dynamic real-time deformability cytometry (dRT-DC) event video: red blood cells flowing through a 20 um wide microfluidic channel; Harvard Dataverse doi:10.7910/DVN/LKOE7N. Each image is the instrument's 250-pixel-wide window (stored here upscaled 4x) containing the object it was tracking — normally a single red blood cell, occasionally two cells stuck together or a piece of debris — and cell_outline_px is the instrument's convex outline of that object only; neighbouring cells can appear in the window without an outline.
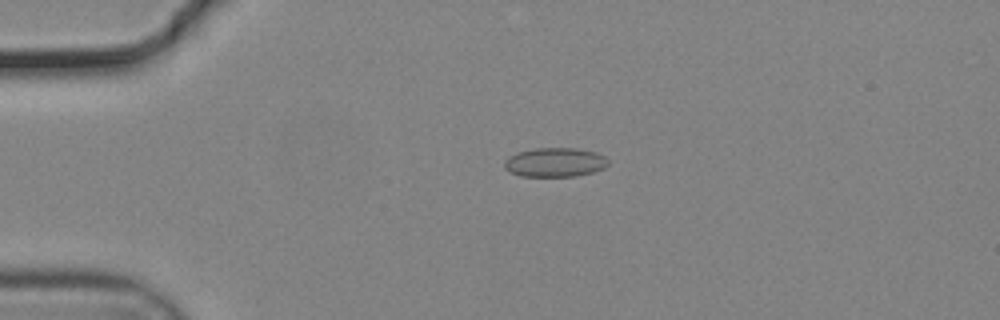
{"species": "common noctule bat (a hibernating species)", "species_latin": "Nyctalus noctula", "temperature_condition": "cold", "stored_images_in_passage": 55, "camera_frame_rate_fps": 3000, "um_per_image_px": 0.085, "animal": {"sex": "male", "body_mass_g": 19.2, "forearm_length_mm": 51.8}, "frame": {"image": 1, "passage_image": 13, "time_ms": 4.0, "image_size_px": [1000, 320], "cell_outline_px": [[608, 164], [604, 168], [592, 172], [576, 176], [520, 176], [508, 172], [504, 168], [504, 160], [508, 156], [516, 152], [536, 148], [576, 148], [596, 152], [604, 156], [608, 160]], "centroid_in_image_um": [47.13, 13.79], "position_along_channel_um": 37.9, "area_um2": 17.8}}
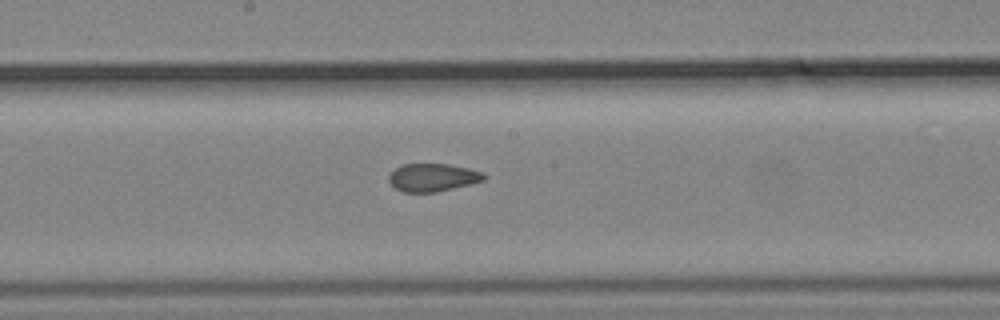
{"frame": {"image": 2, "passage_image": 30, "time_ms": 9.667, "image_size_px": [1000, 320], "cell_outline_px": [[488, 176], [484, 180], [472, 184], [436, 192], [404, 192], [396, 188], [388, 180], [388, 176], [396, 168], [404, 164], [448, 164], [468, 168], [484, 172]], "centroid_in_image_um": [36.83, 15.08], "position_along_channel_um": 211.4, "area_um2": 15.49}}
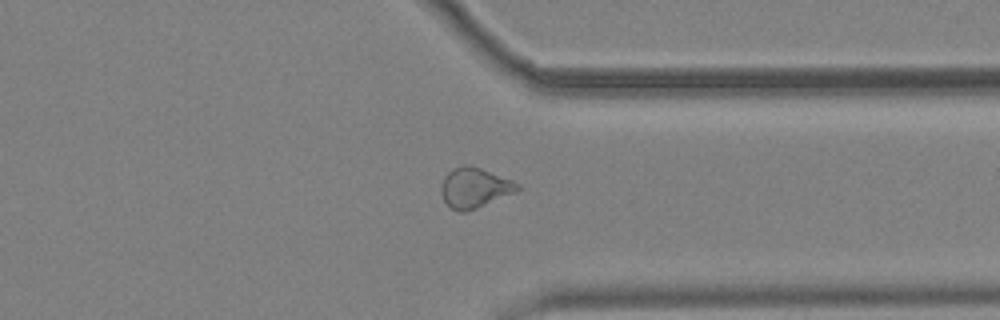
{"frame": {"image": 3, "passage_image": 43, "time_ms": 14.0, "image_size_px": [1000, 320], "cell_outline_px": [[520, 188], [516, 192], [476, 208], [464, 212], [460, 212], [452, 208], [444, 200], [440, 192], [440, 188], [444, 176], [448, 172], [464, 164], [472, 164], [512, 180], [520, 184]], "centroid_in_image_um": [40.34, 15.94], "position_along_channel_um": 371.1, "area_um2": 17.8}, "authors_computed_cell_mechanics": {"area_um2": 17.2822, "velocity_mm_per_s": 3.7161, "shape_relaxation_time_tau1_ms": 7.8261, "shape_relaxation_time_tau2_ms": 1.4344, "deformation_change_tau1": 0.1341, "deformation_change_tau2": 0.0805}}